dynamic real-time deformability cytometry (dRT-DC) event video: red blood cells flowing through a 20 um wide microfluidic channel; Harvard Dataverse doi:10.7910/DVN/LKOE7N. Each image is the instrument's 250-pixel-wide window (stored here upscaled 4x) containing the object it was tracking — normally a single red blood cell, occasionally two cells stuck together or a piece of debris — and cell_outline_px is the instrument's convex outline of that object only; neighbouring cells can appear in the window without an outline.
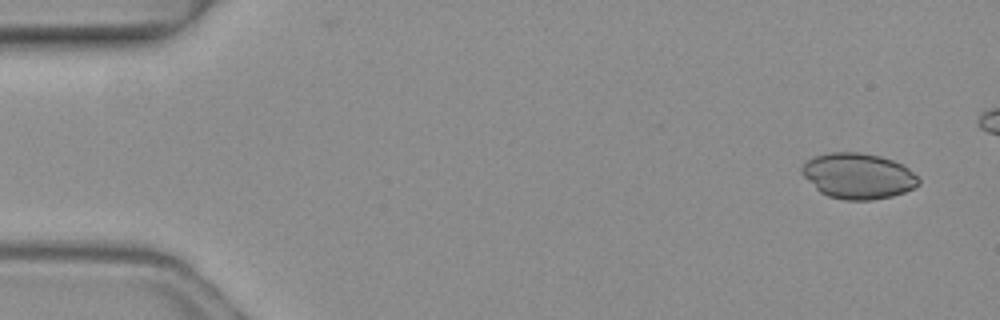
{"species": "common noctule bat (a hibernating species)", "species_latin": "Nyctalus noctula", "temperature_condition": "warm", "stored_images_in_passage": 5, "camera_frame_rate_fps": 3000, "um_per_image_px": 0.085, "animal": {"sex": "female", "body_mass_g": 19.3, "forearm_length_mm": 54.1}, "frame": {"image": 1, "passage_image": 1, "time_ms": 0.0, "image_size_px": [1000, 320], "cell_outline_px": [[920, 184], [904, 192], [892, 196], [872, 200], [844, 200], [828, 196], [820, 192], [800, 172], [800, 168], [812, 156], [828, 152], [860, 152], [880, 156], [892, 160], [908, 168], [920, 180]], "centroid_in_image_um": [72.91, 14.95], "position_along_channel_um": 12.1, "area_um2": 31.04}}
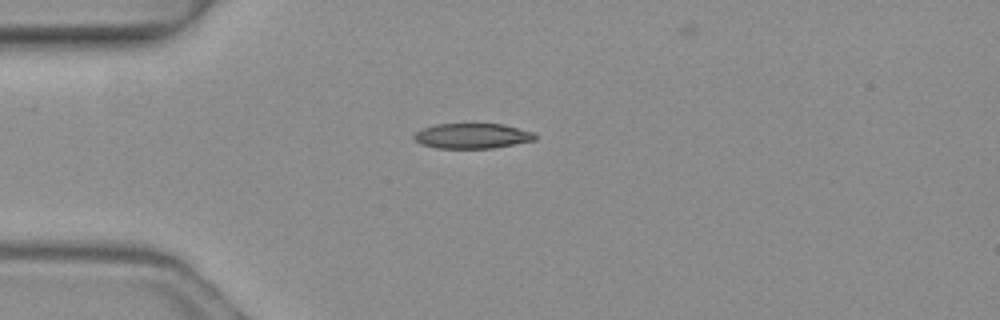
{"frame": {"image": 2, "passage_image": 5, "time_ms": 1.333, "image_size_px": [1000, 320], "cell_outline_px": [[536, 140], [492, 148], [436, 148], [420, 144], [412, 140], [412, 136], [416, 132], [424, 128], [436, 124], [504, 124], [532, 132], [536, 136]], "centroid_in_image_um": [40.09, 11.56], "position_along_channel_um": 44.9, "area_um2": 17.74}}